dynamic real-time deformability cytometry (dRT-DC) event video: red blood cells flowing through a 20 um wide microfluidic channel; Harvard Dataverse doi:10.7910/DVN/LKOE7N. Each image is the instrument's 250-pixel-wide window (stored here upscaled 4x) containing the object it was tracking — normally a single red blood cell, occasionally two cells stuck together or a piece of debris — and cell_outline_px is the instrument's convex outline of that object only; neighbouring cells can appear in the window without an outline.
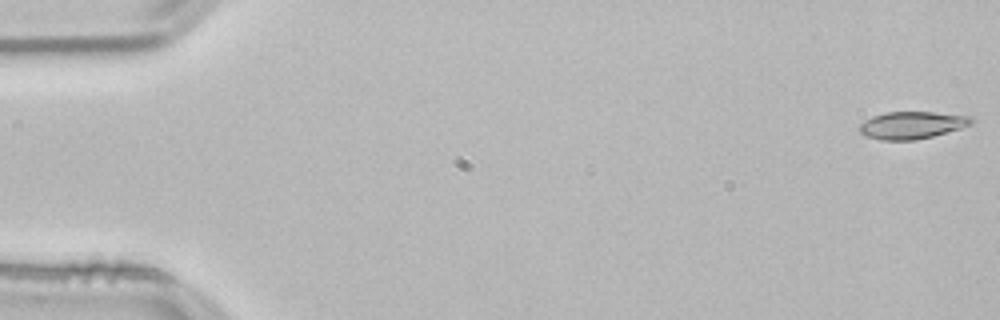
{"species": "common noctule bat (a hibernating species)", "species_latin": "Nyctalus noctula", "temperature_condition": "room temperature", "stored_images_in_passage": 54, "camera_frame_rate_fps": 3000, "um_per_image_px": 0.085, "animal": {"sex": "male", "body_mass_g": 21.5, "forearm_length_mm": 52.0}, "frame": {"image": 1, "passage_image": 1, "time_ms": 0.0, "image_size_px": [1000, 320], "cell_outline_px": [[976, 120], [972, 124], [960, 128], [932, 136], [916, 140], [880, 140], [864, 136], [860, 132], [860, 124], [864, 120], [872, 116], [888, 112], [932, 112], [972, 116]], "centroid_in_image_um": [77.52, 10.63], "position_along_channel_um": 7.5, "area_um2": 17.86}}
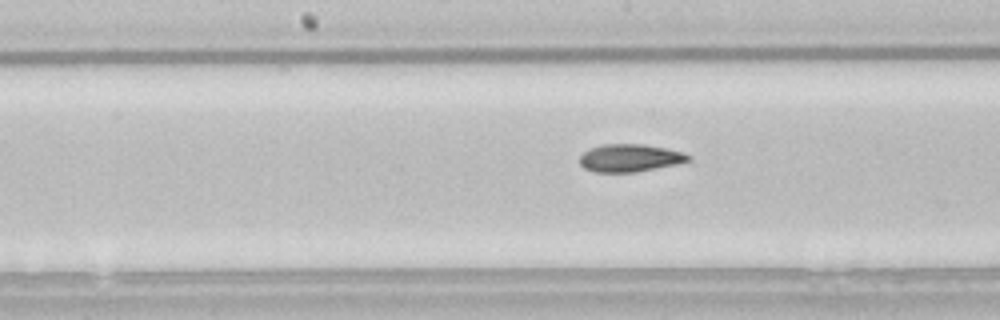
{"frame": {"image": 2, "passage_image": 27, "time_ms": 8.667, "image_size_px": [1000, 320], "cell_outline_px": [[692, 160], [676, 164], [636, 172], [596, 172], [584, 168], [580, 164], [580, 156], [588, 148], [600, 144], [644, 144], [684, 152], [692, 156]], "centroid_in_image_um": [53.54, 13.42], "position_along_channel_um": 194.7, "area_um2": 17.63}}
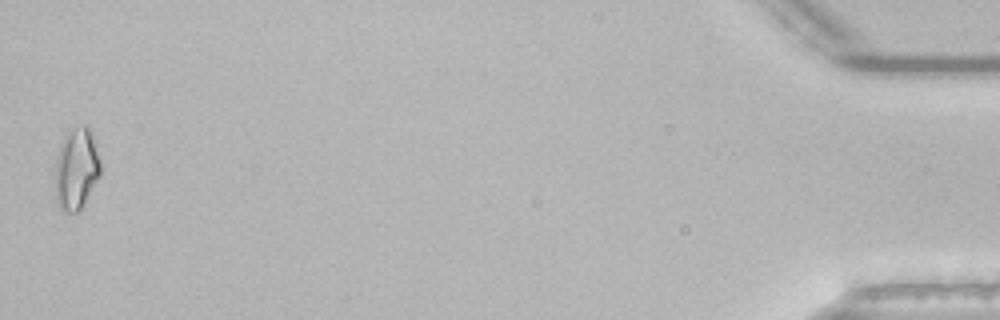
{"frame": {"image": 3, "passage_image": 53, "time_ms": 17.333, "image_size_px": [1000, 320], "cell_outline_px": [[100, 176], [84, 204], [76, 212], [64, 212], [60, 208], [56, 196], [56, 160], [60, 144], [64, 136], [72, 128], [84, 124], [88, 124], [92, 132], [100, 160]], "centroid_in_image_um": [6.51, 14.31], "position_along_channel_um": 428.7, "area_um2": 21.56}}